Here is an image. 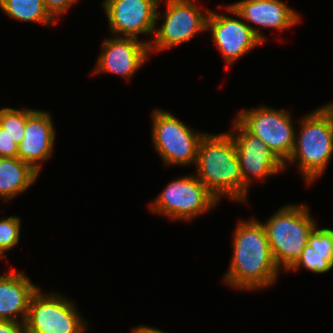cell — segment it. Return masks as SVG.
<instances>
[{
	"instance_id": "12",
	"label": "cell",
	"mask_w": 333,
	"mask_h": 333,
	"mask_svg": "<svg viewBox=\"0 0 333 333\" xmlns=\"http://www.w3.org/2000/svg\"><path fill=\"white\" fill-rule=\"evenodd\" d=\"M160 0H104L110 34L117 37L153 36ZM117 34V35H116Z\"/></svg>"
},
{
	"instance_id": "25",
	"label": "cell",
	"mask_w": 333,
	"mask_h": 333,
	"mask_svg": "<svg viewBox=\"0 0 333 333\" xmlns=\"http://www.w3.org/2000/svg\"><path fill=\"white\" fill-rule=\"evenodd\" d=\"M0 333H26L25 323L0 320Z\"/></svg>"
},
{
	"instance_id": "1",
	"label": "cell",
	"mask_w": 333,
	"mask_h": 333,
	"mask_svg": "<svg viewBox=\"0 0 333 333\" xmlns=\"http://www.w3.org/2000/svg\"><path fill=\"white\" fill-rule=\"evenodd\" d=\"M232 236V257L223 282L244 291L274 285L281 270L272 255L264 224L256 218L240 220Z\"/></svg>"
},
{
	"instance_id": "22",
	"label": "cell",
	"mask_w": 333,
	"mask_h": 333,
	"mask_svg": "<svg viewBox=\"0 0 333 333\" xmlns=\"http://www.w3.org/2000/svg\"><path fill=\"white\" fill-rule=\"evenodd\" d=\"M308 244L321 255H333V229L316 227L308 237Z\"/></svg>"
},
{
	"instance_id": "11",
	"label": "cell",
	"mask_w": 333,
	"mask_h": 333,
	"mask_svg": "<svg viewBox=\"0 0 333 333\" xmlns=\"http://www.w3.org/2000/svg\"><path fill=\"white\" fill-rule=\"evenodd\" d=\"M224 10L234 18L210 11L207 30H210L213 43L228 67L263 42L229 5L224 6Z\"/></svg>"
},
{
	"instance_id": "24",
	"label": "cell",
	"mask_w": 333,
	"mask_h": 333,
	"mask_svg": "<svg viewBox=\"0 0 333 333\" xmlns=\"http://www.w3.org/2000/svg\"><path fill=\"white\" fill-rule=\"evenodd\" d=\"M0 157H18V144L0 126Z\"/></svg>"
},
{
	"instance_id": "13",
	"label": "cell",
	"mask_w": 333,
	"mask_h": 333,
	"mask_svg": "<svg viewBox=\"0 0 333 333\" xmlns=\"http://www.w3.org/2000/svg\"><path fill=\"white\" fill-rule=\"evenodd\" d=\"M150 42L133 37L105 38L93 74L111 73L130 80L148 60Z\"/></svg>"
},
{
	"instance_id": "19",
	"label": "cell",
	"mask_w": 333,
	"mask_h": 333,
	"mask_svg": "<svg viewBox=\"0 0 333 333\" xmlns=\"http://www.w3.org/2000/svg\"><path fill=\"white\" fill-rule=\"evenodd\" d=\"M35 109H14L3 107L0 109V126L6 130L12 139L19 144L25 131L26 119Z\"/></svg>"
},
{
	"instance_id": "10",
	"label": "cell",
	"mask_w": 333,
	"mask_h": 333,
	"mask_svg": "<svg viewBox=\"0 0 333 333\" xmlns=\"http://www.w3.org/2000/svg\"><path fill=\"white\" fill-rule=\"evenodd\" d=\"M232 129L229 132L234 139L243 182L248 189L254 179L262 183L267 177L285 169L284 163L267 144L249 133L236 119Z\"/></svg>"
},
{
	"instance_id": "8",
	"label": "cell",
	"mask_w": 333,
	"mask_h": 333,
	"mask_svg": "<svg viewBox=\"0 0 333 333\" xmlns=\"http://www.w3.org/2000/svg\"><path fill=\"white\" fill-rule=\"evenodd\" d=\"M63 294L38 290L29 301L26 333H84L87 324L75 303ZM74 303V304H73Z\"/></svg>"
},
{
	"instance_id": "9",
	"label": "cell",
	"mask_w": 333,
	"mask_h": 333,
	"mask_svg": "<svg viewBox=\"0 0 333 333\" xmlns=\"http://www.w3.org/2000/svg\"><path fill=\"white\" fill-rule=\"evenodd\" d=\"M236 114V120L249 133L267 144L283 163L289 159L297 132L289 110L259 106L240 110Z\"/></svg>"
},
{
	"instance_id": "3",
	"label": "cell",
	"mask_w": 333,
	"mask_h": 333,
	"mask_svg": "<svg viewBox=\"0 0 333 333\" xmlns=\"http://www.w3.org/2000/svg\"><path fill=\"white\" fill-rule=\"evenodd\" d=\"M300 133L284 166L298 162L299 173L312 184L325 171L333 156V102L325 104L300 119Z\"/></svg>"
},
{
	"instance_id": "20",
	"label": "cell",
	"mask_w": 333,
	"mask_h": 333,
	"mask_svg": "<svg viewBox=\"0 0 333 333\" xmlns=\"http://www.w3.org/2000/svg\"><path fill=\"white\" fill-rule=\"evenodd\" d=\"M302 267H305V269L312 273H326L333 268V255H321L318 252H315L312 247L307 244L303 249L300 258L288 271H297Z\"/></svg>"
},
{
	"instance_id": "27",
	"label": "cell",
	"mask_w": 333,
	"mask_h": 333,
	"mask_svg": "<svg viewBox=\"0 0 333 333\" xmlns=\"http://www.w3.org/2000/svg\"><path fill=\"white\" fill-rule=\"evenodd\" d=\"M0 258H1V259H3V258H4V256H3L1 253H0Z\"/></svg>"
},
{
	"instance_id": "21",
	"label": "cell",
	"mask_w": 333,
	"mask_h": 333,
	"mask_svg": "<svg viewBox=\"0 0 333 333\" xmlns=\"http://www.w3.org/2000/svg\"><path fill=\"white\" fill-rule=\"evenodd\" d=\"M21 218L9 216L0 218V253L6 258L7 252L20 242Z\"/></svg>"
},
{
	"instance_id": "7",
	"label": "cell",
	"mask_w": 333,
	"mask_h": 333,
	"mask_svg": "<svg viewBox=\"0 0 333 333\" xmlns=\"http://www.w3.org/2000/svg\"><path fill=\"white\" fill-rule=\"evenodd\" d=\"M157 8V22L163 18L160 27H155L149 52H161L190 41L196 34L207 31V19L211 10L205 13L198 8L194 0H166V13ZM161 14V16H160ZM158 20V21H157Z\"/></svg>"
},
{
	"instance_id": "26",
	"label": "cell",
	"mask_w": 333,
	"mask_h": 333,
	"mask_svg": "<svg viewBox=\"0 0 333 333\" xmlns=\"http://www.w3.org/2000/svg\"><path fill=\"white\" fill-rule=\"evenodd\" d=\"M132 333H162V330L147 325H141L132 329Z\"/></svg>"
},
{
	"instance_id": "5",
	"label": "cell",
	"mask_w": 333,
	"mask_h": 333,
	"mask_svg": "<svg viewBox=\"0 0 333 333\" xmlns=\"http://www.w3.org/2000/svg\"><path fill=\"white\" fill-rule=\"evenodd\" d=\"M217 204L218 199L207 187L195 175L189 174L169 182L149 204V209L170 220L190 222Z\"/></svg>"
},
{
	"instance_id": "14",
	"label": "cell",
	"mask_w": 333,
	"mask_h": 333,
	"mask_svg": "<svg viewBox=\"0 0 333 333\" xmlns=\"http://www.w3.org/2000/svg\"><path fill=\"white\" fill-rule=\"evenodd\" d=\"M229 6L263 43L266 37L260 32V27L282 31L293 27L301 20V15L282 0H241Z\"/></svg>"
},
{
	"instance_id": "6",
	"label": "cell",
	"mask_w": 333,
	"mask_h": 333,
	"mask_svg": "<svg viewBox=\"0 0 333 333\" xmlns=\"http://www.w3.org/2000/svg\"><path fill=\"white\" fill-rule=\"evenodd\" d=\"M151 133L152 143L165 166L195 164L200 140L205 135L159 108L152 112Z\"/></svg>"
},
{
	"instance_id": "17",
	"label": "cell",
	"mask_w": 333,
	"mask_h": 333,
	"mask_svg": "<svg viewBox=\"0 0 333 333\" xmlns=\"http://www.w3.org/2000/svg\"><path fill=\"white\" fill-rule=\"evenodd\" d=\"M39 174L18 157H0V199L5 202L23 194L34 184Z\"/></svg>"
},
{
	"instance_id": "16",
	"label": "cell",
	"mask_w": 333,
	"mask_h": 333,
	"mask_svg": "<svg viewBox=\"0 0 333 333\" xmlns=\"http://www.w3.org/2000/svg\"><path fill=\"white\" fill-rule=\"evenodd\" d=\"M38 288L24 272L13 268L0 275V320L25 323L30 298Z\"/></svg>"
},
{
	"instance_id": "23",
	"label": "cell",
	"mask_w": 333,
	"mask_h": 333,
	"mask_svg": "<svg viewBox=\"0 0 333 333\" xmlns=\"http://www.w3.org/2000/svg\"><path fill=\"white\" fill-rule=\"evenodd\" d=\"M76 2L77 0H43L45 9L56 22L60 14L64 15Z\"/></svg>"
},
{
	"instance_id": "4",
	"label": "cell",
	"mask_w": 333,
	"mask_h": 333,
	"mask_svg": "<svg viewBox=\"0 0 333 333\" xmlns=\"http://www.w3.org/2000/svg\"><path fill=\"white\" fill-rule=\"evenodd\" d=\"M309 212L305 204H287L263 223L279 269L287 272L296 263L317 227Z\"/></svg>"
},
{
	"instance_id": "2",
	"label": "cell",
	"mask_w": 333,
	"mask_h": 333,
	"mask_svg": "<svg viewBox=\"0 0 333 333\" xmlns=\"http://www.w3.org/2000/svg\"><path fill=\"white\" fill-rule=\"evenodd\" d=\"M196 177L220 201L229 197L246 202L248 188L244 185L234 139L230 132L208 134L200 140L196 157Z\"/></svg>"
},
{
	"instance_id": "15",
	"label": "cell",
	"mask_w": 333,
	"mask_h": 333,
	"mask_svg": "<svg viewBox=\"0 0 333 333\" xmlns=\"http://www.w3.org/2000/svg\"><path fill=\"white\" fill-rule=\"evenodd\" d=\"M24 137L18 144V158L41 172L42 163L49 160L56 139L51 113L36 109L26 119Z\"/></svg>"
},
{
	"instance_id": "18",
	"label": "cell",
	"mask_w": 333,
	"mask_h": 333,
	"mask_svg": "<svg viewBox=\"0 0 333 333\" xmlns=\"http://www.w3.org/2000/svg\"><path fill=\"white\" fill-rule=\"evenodd\" d=\"M0 9L10 18L21 22L45 26L57 23L45 9L43 0H0Z\"/></svg>"
}]
</instances>
